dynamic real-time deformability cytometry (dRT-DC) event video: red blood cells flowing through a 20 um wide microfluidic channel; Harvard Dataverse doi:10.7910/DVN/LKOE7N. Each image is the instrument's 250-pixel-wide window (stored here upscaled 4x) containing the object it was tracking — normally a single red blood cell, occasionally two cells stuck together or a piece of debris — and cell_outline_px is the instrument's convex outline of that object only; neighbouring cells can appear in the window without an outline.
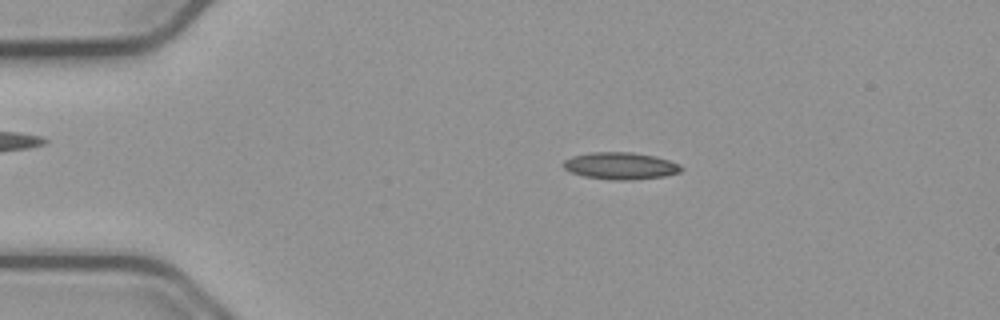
{"species": "common noctule bat (a hibernating species)", "species_latin": "Nyctalus noctula", "temperature_condition": "cold", "stored_images_in_passage": 47, "camera_frame_rate_fps": 3000, "um_per_image_px": 0.085, "animal": {"sex": "male", "body_mass_g": 23.1, "forearm_length_mm": 52.7}, "frame": {"image": 1, "passage_image": 3, "time_ms": 0.667, "image_size_px": [1000, 320], "cell_outline_px": [[684, 168], [680, 172], [664, 176], [632, 180], [612, 180], [584, 176], [572, 172], [564, 168], [564, 160], [572, 156], [588, 152], [632, 152], [652, 156], [668, 160], [680, 164]], "centroid_in_image_um": [52.75, 14.09], "position_along_channel_um": 32.3, "area_um2": 18.5}}
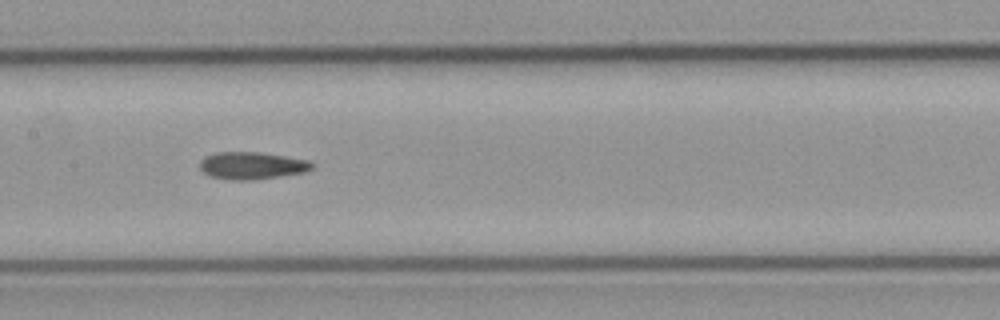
{"frame": {"image": 2, "passage_image": 19, "time_ms": 6.0, "image_size_px": [1000, 320], "cell_outline_px": [[316, 164], [312, 168], [304, 172], [280, 176], [252, 180], [232, 180], [208, 176], [200, 168], [200, 160], [204, 156], [216, 152], [256, 152], [308, 160]], "centroid_in_image_um": [21.38, 14.08], "position_along_channel_um": 186.0, "area_um2": 17.8}}
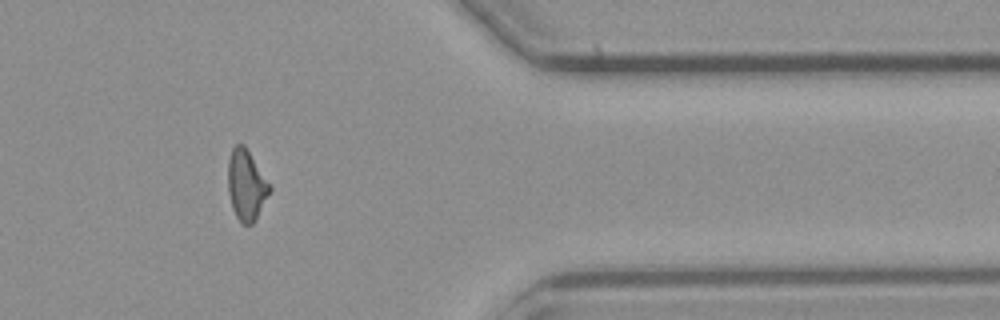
{"frame": {"image": 3, "passage_image": 37, "time_ms": 12.0, "image_size_px": [1000, 320], "cell_outline_px": [[272, 188], [256, 220], [252, 224], [240, 224], [232, 208], [228, 192], [228, 160], [232, 148], [236, 144], [244, 144]], "centroid_in_image_um": [20.92, 15.75], "position_along_channel_um": 390.5, "area_um2": 17.11}, "authors_computed_cell_mechanics": {"area_um2": 17.2822, "velocity_mm_per_s": 3.7689, "shape_relaxation_time_tau1_ms": null, "shape_relaxation_time_tau2_ms": 4.9974, "deformation_change_tau1": null, "deformation_change_tau2": 0.1416}}